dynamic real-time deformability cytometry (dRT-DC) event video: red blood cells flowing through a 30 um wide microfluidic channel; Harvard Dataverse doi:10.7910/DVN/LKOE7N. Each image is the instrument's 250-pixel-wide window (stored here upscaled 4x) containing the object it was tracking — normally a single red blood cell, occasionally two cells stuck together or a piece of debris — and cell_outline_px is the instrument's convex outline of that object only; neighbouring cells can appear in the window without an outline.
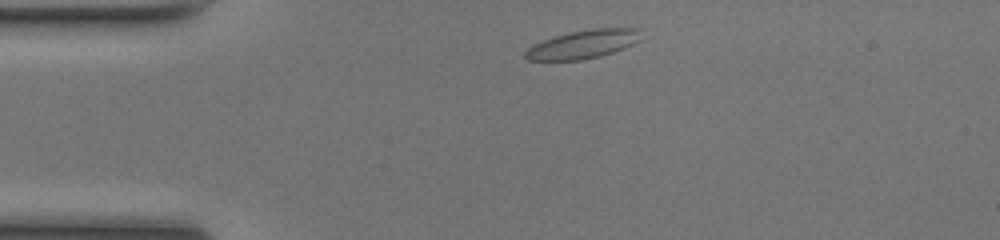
{"species": "common noctule bat (a hibernating species)", "species_latin": "Nyctalus noctula", "temperature_condition": "room temperature", "stored_images_in_passage": 41, "camera_frame_rate_fps": 3000, "um_per_image_px": 0.085, "animal": {"sex": "female", "body_mass_g": 17.0, "forearm_length_mm": 48.0}, "frame": {"image": 1, "passage_image": 2, "time_ms": 0.333, "image_size_px": [1000, 240], "cell_outline_px": [[640, 40], [624, 48], [600, 56], [580, 60], [528, 60], [524, 56], [524, 52], [528, 48], [544, 40], [556, 36], [572, 32], [596, 28], [640, 28]], "centroid_in_image_um": [49.59, 3.76], "position_along_channel_um": 35.4, "area_um2": 18.84}}
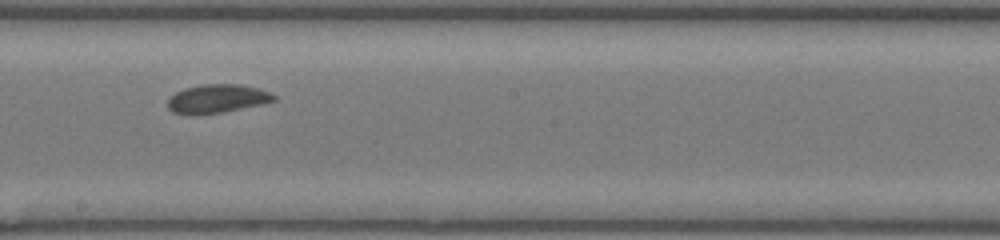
{"frame": {"image": 2, "passage_image": 19, "time_ms": 6.0, "image_size_px": [1000, 240], "cell_outline_px": [[276, 100], [260, 104], [224, 112], [188, 116], [172, 112], [168, 108], [168, 100], [176, 92], [184, 88], [204, 84], [236, 84], [256, 88], [268, 92], [276, 96]], "centroid_in_image_um": [18.4, 8.41], "position_along_channel_um": 229.8, "area_um2": 17.63}}
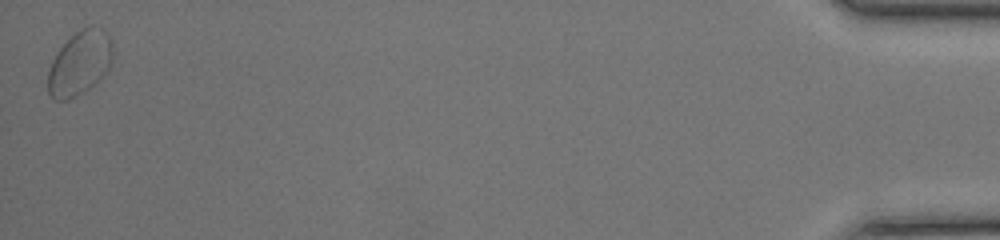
{"frame": {"image": 3, "passage_image": 41, "time_ms": 13.333, "image_size_px": [1000, 240], "cell_outline_px": [[112, 60], [108, 68], [88, 88], [76, 96], [68, 100], [52, 100], [48, 92], [48, 68], [52, 60], [60, 48], [76, 32], [88, 24], [100, 28], [108, 32], [112, 44]], "centroid_in_image_um": [6.75, 5.35], "position_along_channel_um": 428.4, "area_um2": 23.99}, "authors_computed_cell_mechanics": {"area_um2": 17.8024, "velocity_mm_per_s": 4.111, "shape_relaxation_time_tau1_ms": 6.6996, "shape_relaxation_time_tau2_ms": 1.3278, "deformation_change_tau1": 0.1429, "deformation_change_tau2": 0.0467}}